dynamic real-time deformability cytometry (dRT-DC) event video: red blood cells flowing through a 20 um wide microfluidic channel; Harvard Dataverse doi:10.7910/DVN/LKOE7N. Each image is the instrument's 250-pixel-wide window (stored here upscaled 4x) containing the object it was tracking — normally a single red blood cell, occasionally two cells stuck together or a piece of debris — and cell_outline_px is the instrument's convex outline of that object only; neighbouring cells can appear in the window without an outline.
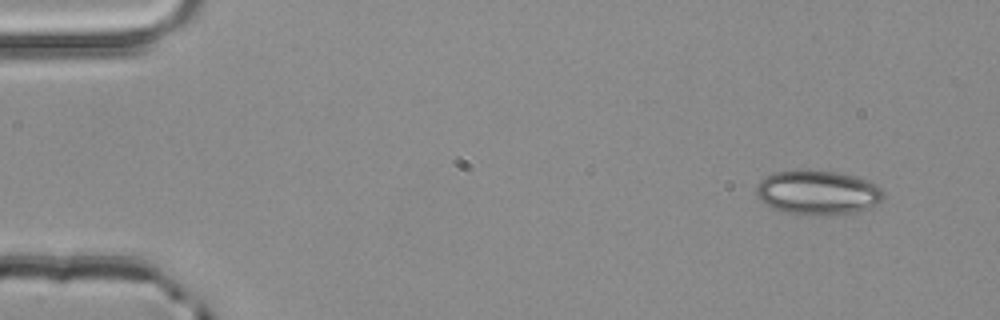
{"species": "common noctule bat (a hibernating species)", "species_latin": "Nyctalus noctula", "temperature_condition": "room temperature", "stored_images_in_passage": 3, "camera_frame_rate_fps": 3000, "um_per_image_px": 0.085, "animal": {"sex": "male", "body_mass_g": 20.4}, "frame": {"image": 1, "passage_image": 1, "time_ms": 0.0, "image_size_px": [1000, 320], "cell_outline_px": [[884, 196], [876, 204], [868, 208], [852, 212], [784, 212], [772, 208], [760, 200], [756, 196], [756, 184], [764, 176], [772, 172], [804, 168], [808, 168], [836, 172], [868, 180], [876, 184], [884, 192]], "centroid_in_image_um": [69.44, 16.28], "position_along_channel_um": 15.6, "area_um2": 32.43}}